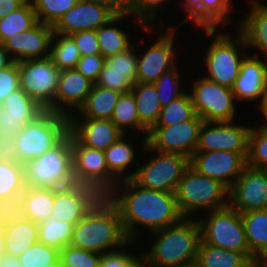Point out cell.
<instances>
[{
  "label": "cell",
  "instance_id": "6da1fadb",
  "mask_svg": "<svg viewBox=\"0 0 267 267\" xmlns=\"http://www.w3.org/2000/svg\"><path fill=\"white\" fill-rule=\"evenodd\" d=\"M106 197L118 209L124 232L132 242H137L139 226L152 233L183 218L175 193L146 189L132 179L118 182Z\"/></svg>",
  "mask_w": 267,
  "mask_h": 267
},
{
  "label": "cell",
  "instance_id": "7a4b0ae2",
  "mask_svg": "<svg viewBox=\"0 0 267 267\" xmlns=\"http://www.w3.org/2000/svg\"><path fill=\"white\" fill-rule=\"evenodd\" d=\"M120 213L116 206L102 196L85 216L74 226L70 245L96 253H108L130 247Z\"/></svg>",
  "mask_w": 267,
  "mask_h": 267
},
{
  "label": "cell",
  "instance_id": "3957f363",
  "mask_svg": "<svg viewBox=\"0 0 267 267\" xmlns=\"http://www.w3.org/2000/svg\"><path fill=\"white\" fill-rule=\"evenodd\" d=\"M150 235L156 241L141 253L144 267H178L196 261L201 240L197 218L183 217L178 223Z\"/></svg>",
  "mask_w": 267,
  "mask_h": 267
},
{
  "label": "cell",
  "instance_id": "277c9868",
  "mask_svg": "<svg viewBox=\"0 0 267 267\" xmlns=\"http://www.w3.org/2000/svg\"><path fill=\"white\" fill-rule=\"evenodd\" d=\"M217 28L201 27L212 39L203 61L207 69L204 77L232 89L240 72V65L247 56L242 52L247 48V44L239 30L232 37L231 34L218 32Z\"/></svg>",
  "mask_w": 267,
  "mask_h": 267
},
{
  "label": "cell",
  "instance_id": "5b68a950",
  "mask_svg": "<svg viewBox=\"0 0 267 267\" xmlns=\"http://www.w3.org/2000/svg\"><path fill=\"white\" fill-rule=\"evenodd\" d=\"M229 190L222 182L189 166L175 191L179 212L183 217L196 218L198 211L225 208L229 205Z\"/></svg>",
  "mask_w": 267,
  "mask_h": 267
},
{
  "label": "cell",
  "instance_id": "8992f818",
  "mask_svg": "<svg viewBox=\"0 0 267 267\" xmlns=\"http://www.w3.org/2000/svg\"><path fill=\"white\" fill-rule=\"evenodd\" d=\"M69 133V116L45 110L16 134L14 145L22 165L57 146Z\"/></svg>",
  "mask_w": 267,
  "mask_h": 267
},
{
  "label": "cell",
  "instance_id": "52a82bcc",
  "mask_svg": "<svg viewBox=\"0 0 267 267\" xmlns=\"http://www.w3.org/2000/svg\"><path fill=\"white\" fill-rule=\"evenodd\" d=\"M196 217L201 241L222 249L245 254L257 267L261 263L251 254L241 214L230 205Z\"/></svg>",
  "mask_w": 267,
  "mask_h": 267
},
{
  "label": "cell",
  "instance_id": "ba28073f",
  "mask_svg": "<svg viewBox=\"0 0 267 267\" xmlns=\"http://www.w3.org/2000/svg\"><path fill=\"white\" fill-rule=\"evenodd\" d=\"M25 186L61 188L74 184L71 133L42 156L24 164Z\"/></svg>",
  "mask_w": 267,
  "mask_h": 267
},
{
  "label": "cell",
  "instance_id": "9c48e42d",
  "mask_svg": "<svg viewBox=\"0 0 267 267\" xmlns=\"http://www.w3.org/2000/svg\"><path fill=\"white\" fill-rule=\"evenodd\" d=\"M141 146L143 151L154 154L145 163H139L132 180L146 189L175 193L179 181L190 166V159L180 154L155 151L147 144L146 137Z\"/></svg>",
  "mask_w": 267,
  "mask_h": 267
},
{
  "label": "cell",
  "instance_id": "30bf717a",
  "mask_svg": "<svg viewBox=\"0 0 267 267\" xmlns=\"http://www.w3.org/2000/svg\"><path fill=\"white\" fill-rule=\"evenodd\" d=\"M74 183L90 186L107 196L119 182L108 170L103 150L82 145L71 134Z\"/></svg>",
  "mask_w": 267,
  "mask_h": 267
},
{
  "label": "cell",
  "instance_id": "8fae6325",
  "mask_svg": "<svg viewBox=\"0 0 267 267\" xmlns=\"http://www.w3.org/2000/svg\"><path fill=\"white\" fill-rule=\"evenodd\" d=\"M189 92L195 113L204 122L235 121L236 106L232 89L206 79H195Z\"/></svg>",
  "mask_w": 267,
  "mask_h": 267
},
{
  "label": "cell",
  "instance_id": "7c38bea8",
  "mask_svg": "<svg viewBox=\"0 0 267 267\" xmlns=\"http://www.w3.org/2000/svg\"><path fill=\"white\" fill-rule=\"evenodd\" d=\"M20 88L47 110L55 100L60 70L49 57L18 61Z\"/></svg>",
  "mask_w": 267,
  "mask_h": 267
},
{
  "label": "cell",
  "instance_id": "4fadbf2b",
  "mask_svg": "<svg viewBox=\"0 0 267 267\" xmlns=\"http://www.w3.org/2000/svg\"><path fill=\"white\" fill-rule=\"evenodd\" d=\"M203 120L196 114L192 119L168 127H153L147 144L155 151L180 154L189 159L195 152Z\"/></svg>",
  "mask_w": 267,
  "mask_h": 267
},
{
  "label": "cell",
  "instance_id": "5bb4252c",
  "mask_svg": "<svg viewBox=\"0 0 267 267\" xmlns=\"http://www.w3.org/2000/svg\"><path fill=\"white\" fill-rule=\"evenodd\" d=\"M251 126L231 122H203L195 152L229 151L248 154V137Z\"/></svg>",
  "mask_w": 267,
  "mask_h": 267
},
{
  "label": "cell",
  "instance_id": "9a60e30c",
  "mask_svg": "<svg viewBox=\"0 0 267 267\" xmlns=\"http://www.w3.org/2000/svg\"><path fill=\"white\" fill-rule=\"evenodd\" d=\"M175 29L168 27L167 32L158 35L147 51L137 52V82L154 83L163 73L176 67Z\"/></svg>",
  "mask_w": 267,
  "mask_h": 267
},
{
  "label": "cell",
  "instance_id": "2e32d148",
  "mask_svg": "<svg viewBox=\"0 0 267 267\" xmlns=\"http://www.w3.org/2000/svg\"><path fill=\"white\" fill-rule=\"evenodd\" d=\"M229 205L240 214L267 209V176L246 165L229 190Z\"/></svg>",
  "mask_w": 267,
  "mask_h": 267
},
{
  "label": "cell",
  "instance_id": "e0dca14e",
  "mask_svg": "<svg viewBox=\"0 0 267 267\" xmlns=\"http://www.w3.org/2000/svg\"><path fill=\"white\" fill-rule=\"evenodd\" d=\"M190 166L199 174L218 180L230 189L242 174L246 158L229 151L194 152Z\"/></svg>",
  "mask_w": 267,
  "mask_h": 267
},
{
  "label": "cell",
  "instance_id": "ac0fdd59",
  "mask_svg": "<svg viewBox=\"0 0 267 267\" xmlns=\"http://www.w3.org/2000/svg\"><path fill=\"white\" fill-rule=\"evenodd\" d=\"M101 197L94 188L77 183L54 189L51 216L75 226Z\"/></svg>",
  "mask_w": 267,
  "mask_h": 267
},
{
  "label": "cell",
  "instance_id": "d6986e66",
  "mask_svg": "<svg viewBox=\"0 0 267 267\" xmlns=\"http://www.w3.org/2000/svg\"><path fill=\"white\" fill-rule=\"evenodd\" d=\"M53 34L52 25L38 22L30 30L9 38L3 45L14 62L43 59L50 55Z\"/></svg>",
  "mask_w": 267,
  "mask_h": 267
},
{
  "label": "cell",
  "instance_id": "ffe728a7",
  "mask_svg": "<svg viewBox=\"0 0 267 267\" xmlns=\"http://www.w3.org/2000/svg\"><path fill=\"white\" fill-rule=\"evenodd\" d=\"M93 85L76 69L61 70L54 103L47 110L70 116L84 104Z\"/></svg>",
  "mask_w": 267,
  "mask_h": 267
},
{
  "label": "cell",
  "instance_id": "44dd1931",
  "mask_svg": "<svg viewBox=\"0 0 267 267\" xmlns=\"http://www.w3.org/2000/svg\"><path fill=\"white\" fill-rule=\"evenodd\" d=\"M116 14L107 6L79 0L53 26L54 33L70 35L77 31L96 30L107 24Z\"/></svg>",
  "mask_w": 267,
  "mask_h": 267
},
{
  "label": "cell",
  "instance_id": "7402d4cb",
  "mask_svg": "<svg viewBox=\"0 0 267 267\" xmlns=\"http://www.w3.org/2000/svg\"><path fill=\"white\" fill-rule=\"evenodd\" d=\"M235 100L260 104L267 98V59L260 56H246L240 65V72L232 88Z\"/></svg>",
  "mask_w": 267,
  "mask_h": 267
},
{
  "label": "cell",
  "instance_id": "603a6c76",
  "mask_svg": "<svg viewBox=\"0 0 267 267\" xmlns=\"http://www.w3.org/2000/svg\"><path fill=\"white\" fill-rule=\"evenodd\" d=\"M69 132L82 145L103 151L124 135L111 120L92 118H69Z\"/></svg>",
  "mask_w": 267,
  "mask_h": 267
},
{
  "label": "cell",
  "instance_id": "cb8c5ba5",
  "mask_svg": "<svg viewBox=\"0 0 267 267\" xmlns=\"http://www.w3.org/2000/svg\"><path fill=\"white\" fill-rule=\"evenodd\" d=\"M182 5L186 19L193 21L197 28L224 27L232 23V17L228 16L232 10L229 0H184Z\"/></svg>",
  "mask_w": 267,
  "mask_h": 267
},
{
  "label": "cell",
  "instance_id": "d4e9b609",
  "mask_svg": "<svg viewBox=\"0 0 267 267\" xmlns=\"http://www.w3.org/2000/svg\"><path fill=\"white\" fill-rule=\"evenodd\" d=\"M250 13L240 20L239 31L245 38L247 48L258 50L254 53L259 57V52L267 59V4L259 0H250Z\"/></svg>",
  "mask_w": 267,
  "mask_h": 267
},
{
  "label": "cell",
  "instance_id": "484cf974",
  "mask_svg": "<svg viewBox=\"0 0 267 267\" xmlns=\"http://www.w3.org/2000/svg\"><path fill=\"white\" fill-rule=\"evenodd\" d=\"M120 95L118 91L94 84L84 104L69 118L110 120Z\"/></svg>",
  "mask_w": 267,
  "mask_h": 267
},
{
  "label": "cell",
  "instance_id": "4316f807",
  "mask_svg": "<svg viewBox=\"0 0 267 267\" xmlns=\"http://www.w3.org/2000/svg\"><path fill=\"white\" fill-rule=\"evenodd\" d=\"M125 136V134L121 136L104 151L108 170L119 182L132 179L140 163V161H134L136 150H134V145H131L128 142L129 139H126ZM132 165H135V170L127 172Z\"/></svg>",
  "mask_w": 267,
  "mask_h": 267
},
{
  "label": "cell",
  "instance_id": "83f0119b",
  "mask_svg": "<svg viewBox=\"0 0 267 267\" xmlns=\"http://www.w3.org/2000/svg\"><path fill=\"white\" fill-rule=\"evenodd\" d=\"M251 254L262 263L267 258V209L241 214Z\"/></svg>",
  "mask_w": 267,
  "mask_h": 267
},
{
  "label": "cell",
  "instance_id": "f1b7e54d",
  "mask_svg": "<svg viewBox=\"0 0 267 267\" xmlns=\"http://www.w3.org/2000/svg\"><path fill=\"white\" fill-rule=\"evenodd\" d=\"M5 254L20 256L38 242V224L23 217L16 223L3 227Z\"/></svg>",
  "mask_w": 267,
  "mask_h": 267
},
{
  "label": "cell",
  "instance_id": "f546056e",
  "mask_svg": "<svg viewBox=\"0 0 267 267\" xmlns=\"http://www.w3.org/2000/svg\"><path fill=\"white\" fill-rule=\"evenodd\" d=\"M196 263L200 267H257L245 254L222 249L200 240Z\"/></svg>",
  "mask_w": 267,
  "mask_h": 267
},
{
  "label": "cell",
  "instance_id": "4dcf8cb0",
  "mask_svg": "<svg viewBox=\"0 0 267 267\" xmlns=\"http://www.w3.org/2000/svg\"><path fill=\"white\" fill-rule=\"evenodd\" d=\"M128 16L131 17L129 13L116 15L107 24L96 29L100 53L105 59L126 51L134 44L124 30L115 27V23L118 24L129 18Z\"/></svg>",
  "mask_w": 267,
  "mask_h": 267
},
{
  "label": "cell",
  "instance_id": "1f68e13d",
  "mask_svg": "<svg viewBox=\"0 0 267 267\" xmlns=\"http://www.w3.org/2000/svg\"><path fill=\"white\" fill-rule=\"evenodd\" d=\"M131 92L136 101L140 123L150 131L157 123L162 109L155 85L136 82Z\"/></svg>",
  "mask_w": 267,
  "mask_h": 267
},
{
  "label": "cell",
  "instance_id": "d6a6232c",
  "mask_svg": "<svg viewBox=\"0 0 267 267\" xmlns=\"http://www.w3.org/2000/svg\"><path fill=\"white\" fill-rule=\"evenodd\" d=\"M54 204V189L25 187L23 214L25 218L39 224L51 216Z\"/></svg>",
  "mask_w": 267,
  "mask_h": 267
},
{
  "label": "cell",
  "instance_id": "836d02e7",
  "mask_svg": "<svg viewBox=\"0 0 267 267\" xmlns=\"http://www.w3.org/2000/svg\"><path fill=\"white\" fill-rule=\"evenodd\" d=\"M124 134L129 130L148 136L149 131L140 123L133 93H121L110 119Z\"/></svg>",
  "mask_w": 267,
  "mask_h": 267
},
{
  "label": "cell",
  "instance_id": "e575fe53",
  "mask_svg": "<svg viewBox=\"0 0 267 267\" xmlns=\"http://www.w3.org/2000/svg\"><path fill=\"white\" fill-rule=\"evenodd\" d=\"M38 23L31 1L0 19V43L4 44L16 34L28 31Z\"/></svg>",
  "mask_w": 267,
  "mask_h": 267
},
{
  "label": "cell",
  "instance_id": "d590c367",
  "mask_svg": "<svg viewBox=\"0 0 267 267\" xmlns=\"http://www.w3.org/2000/svg\"><path fill=\"white\" fill-rule=\"evenodd\" d=\"M73 230L72 223L50 216L38 224V241L60 251L70 245Z\"/></svg>",
  "mask_w": 267,
  "mask_h": 267
},
{
  "label": "cell",
  "instance_id": "8d00e7d4",
  "mask_svg": "<svg viewBox=\"0 0 267 267\" xmlns=\"http://www.w3.org/2000/svg\"><path fill=\"white\" fill-rule=\"evenodd\" d=\"M52 63L61 71L75 69L81 55L70 35L54 33L51 41L50 55Z\"/></svg>",
  "mask_w": 267,
  "mask_h": 267
},
{
  "label": "cell",
  "instance_id": "74e56055",
  "mask_svg": "<svg viewBox=\"0 0 267 267\" xmlns=\"http://www.w3.org/2000/svg\"><path fill=\"white\" fill-rule=\"evenodd\" d=\"M7 108L10 115L27 124L33 122L45 109L29 97L21 88L16 89L4 99L1 104Z\"/></svg>",
  "mask_w": 267,
  "mask_h": 267
},
{
  "label": "cell",
  "instance_id": "f35d334b",
  "mask_svg": "<svg viewBox=\"0 0 267 267\" xmlns=\"http://www.w3.org/2000/svg\"><path fill=\"white\" fill-rule=\"evenodd\" d=\"M196 115L189 92L162 107L154 127H168L192 119Z\"/></svg>",
  "mask_w": 267,
  "mask_h": 267
},
{
  "label": "cell",
  "instance_id": "ab89813d",
  "mask_svg": "<svg viewBox=\"0 0 267 267\" xmlns=\"http://www.w3.org/2000/svg\"><path fill=\"white\" fill-rule=\"evenodd\" d=\"M38 22L54 26L79 0H30Z\"/></svg>",
  "mask_w": 267,
  "mask_h": 267
},
{
  "label": "cell",
  "instance_id": "60d3db41",
  "mask_svg": "<svg viewBox=\"0 0 267 267\" xmlns=\"http://www.w3.org/2000/svg\"><path fill=\"white\" fill-rule=\"evenodd\" d=\"M24 165L0 162V199L25 189Z\"/></svg>",
  "mask_w": 267,
  "mask_h": 267
},
{
  "label": "cell",
  "instance_id": "b9f144b4",
  "mask_svg": "<svg viewBox=\"0 0 267 267\" xmlns=\"http://www.w3.org/2000/svg\"><path fill=\"white\" fill-rule=\"evenodd\" d=\"M136 82L137 71L110 70L104 65L95 84L120 93H127Z\"/></svg>",
  "mask_w": 267,
  "mask_h": 267
},
{
  "label": "cell",
  "instance_id": "7bdbcfd3",
  "mask_svg": "<svg viewBox=\"0 0 267 267\" xmlns=\"http://www.w3.org/2000/svg\"><path fill=\"white\" fill-rule=\"evenodd\" d=\"M155 89L162 107L167 106L171 101L184 95L186 92L180 90V77L178 66L163 73L155 82Z\"/></svg>",
  "mask_w": 267,
  "mask_h": 267
},
{
  "label": "cell",
  "instance_id": "ee69618b",
  "mask_svg": "<svg viewBox=\"0 0 267 267\" xmlns=\"http://www.w3.org/2000/svg\"><path fill=\"white\" fill-rule=\"evenodd\" d=\"M59 256V250L38 241L18 256V259L22 267H46Z\"/></svg>",
  "mask_w": 267,
  "mask_h": 267
},
{
  "label": "cell",
  "instance_id": "f6af8a7d",
  "mask_svg": "<svg viewBox=\"0 0 267 267\" xmlns=\"http://www.w3.org/2000/svg\"><path fill=\"white\" fill-rule=\"evenodd\" d=\"M165 1L167 0H138L128 11L132 17L137 18L140 20L139 22L143 25V28L146 29V31H151L153 28L151 22L157 21L159 25H163V21L161 18H159V11L164 8L162 5H164ZM169 1V0H168ZM162 7V8H161ZM160 19V20H159ZM150 23V24H149Z\"/></svg>",
  "mask_w": 267,
  "mask_h": 267
},
{
  "label": "cell",
  "instance_id": "bcb514c9",
  "mask_svg": "<svg viewBox=\"0 0 267 267\" xmlns=\"http://www.w3.org/2000/svg\"><path fill=\"white\" fill-rule=\"evenodd\" d=\"M267 164V132L251 127L246 165L262 168Z\"/></svg>",
  "mask_w": 267,
  "mask_h": 267
},
{
  "label": "cell",
  "instance_id": "7dc6e473",
  "mask_svg": "<svg viewBox=\"0 0 267 267\" xmlns=\"http://www.w3.org/2000/svg\"><path fill=\"white\" fill-rule=\"evenodd\" d=\"M101 253L65 246L60 250L63 267H100Z\"/></svg>",
  "mask_w": 267,
  "mask_h": 267
},
{
  "label": "cell",
  "instance_id": "c3c4849f",
  "mask_svg": "<svg viewBox=\"0 0 267 267\" xmlns=\"http://www.w3.org/2000/svg\"><path fill=\"white\" fill-rule=\"evenodd\" d=\"M25 189L0 199V227L16 223L24 217Z\"/></svg>",
  "mask_w": 267,
  "mask_h": 267
},
{
  "label": "cell",
  "instance_id": "681fc988",
  "mask_svg": "<svg viewBox=\"0 0 267 267\" xmlns=\"http://www.w3.org/2000/svg\"><path fill=\"white\" fill-rule=\"evenodd\" d=\"M100 267H144V263L141 254L133 256L132 253L125 252L123 247L120 250L103 253Z\"/></svg>",
  "mask_w": 267,
  "mask_h": 267
},
{
  "label": "cell",
  "instance_id": "f907efd6",
  "mask_svg": "<svg viewBox=\"0 0 267 267\" xmlns=\"http://www.w3.org/2000/svg\"><path fill=\"white\" fill-rule=\"evenodd\" d=\"M134 44L122 53L105 59V66L110 70L137 71V51Z\"/></svg>",
  "mask_w": 267,
  "mask_h": 267
},
{
  "label": "cell",
  "instance_id": "816d5d0a",
  "mask_svg": "<svg viewBox=\"0 0 267 267\" xmlns=\"http://www.w3.org/2000/svg\"><path fill=\"white\" fill-rule=\"evenodd\" d=\"M70 36L76 43L81 57L101 54L96 30L77 31Z\"/></svg>",
  "mask_w": 267,
  "mask_h": 267
},
{
  "label": "cell",
  "instance_id": "f5cc1de1",
  "mask_svg": "<svg viewBox=\"0 0 267 267\" xmlns=\"http://www.w3.org/2000/svg\"><path fill=\"white\" fill-rule=\"evenodd\" d=\"M104 64L105 58L101 54L82 56L75 69L95 84Z\"/></svg>",
  "mask_w": 267,
  "mask_h": 267
},
{
  "label": "cell",
  "instance_id": "db71d44e",
  "mask_svg": "<svg viewBox=\"0 0 267 267\" xmlns=\"http://www.w3.org/2000/svg\"><path fill=\"white\" fill-rule=\"evenodd\" d=\"M18 88H20L18 62H13L0 71V104Z\"/></svg>",
  "mask_w": 267,
  "mask_h": 267
},
{
  "label": "cell",
  "instance_id": "11a10c76",
  "mask_svg": "<svg viewBox=\"0 0 267 267\" xmlns=\"http://www.w3.org/2000/svg\"><path fill=\"white\" fill-rule=\"evenodd\" d=\"M25 123L21 118L9 114L7 108L0 104V138L14 139Z\"/></svg>",
  "mask_w": 267,
  "mask_h": 267
},
{
  "label": "cell",
  "instance_id": "9f6ffc18",
  "mask_svg": "<svg viewBox=\"0 0 267 267\" xmlns=\"http://www.w3.org/2000/svg\"><path fill=\"white\" fill-rule=\"evenodd\" d=\"M0 162H19L18 152L14 145V139L0 138Z\"/></svg>",
  "mask_w": 267,
  "mask_h": 267
},
{
  "label": "cell",
  "instance_id": "6f0895ef",
  "mask_svg": "<svg viewBox=\"0 0 267 267\" xmlns=\"http://www.w3.org/2000/svg\"><path fill=\"white\" fill-rule=\"evenodd\" d=\"M29 0H0V19L6 17Z\"/></svg>",
  "mask_w": 267,
  "mask_h": 267
},
{
  "label": "cell",
  "instance_id": "680465c9",
  "mask_svg": "<svg viewBox=\"0 0 267 267\" xmlns=\"http://www.w3.org/2000/svg\"><path fill=\"white\" fill-rule=\"evenodd\" d=\"M91 3H97L110 8L116 15L127 13V10L121 5L120 0H82Z\"/></svg>",
  "mask_w": 267,
  "mask_h": 267
},
{
  "label": "cell",
  "instance_id": "91938a15",
  "mask_svg": "<svg viewBox=\"0 0 267 267\" xmlns=\"http://www.w3.org/2000/svg\"><path fill=\"white\" fill-rule=\"evenodd\" d=\"M0 267H22L18 257L10 254H3L0 257Z\"/></svg>",
  "mask_w": 267,
  "mask_h": 267
},
{
  "label": "cell",
  "instance_id": "94428289",
  "mask_svg": "<svg viewBox=\"0 0 267 267\" xmlns=\"http://www.w3.org/2000/svg\"><path fill=\"white\" fill-rule=\"evenodd\" d=\"M14 61L11 59L8 50L0 43V71L10 66Z\"/></svg>",
  "mask_w": 267,
  "mask_h": 267
},
{
  "label": "cell",
  "instance_id": "6125c7cd",
  "mask_svg": "<svg viewBox=\"0 0 267 267\" xmlns=\"http://www.w3.org/2000/svg\"><path fill=\"white\" fill-rule=\"evenodd\" d=\"M258 110L263 114L265 119L264 124L258 125L256 128L267 132V98L264 99L260 104H257Z\"/></svg>",
  "mask_w": 267,
  "mask_h": 267
},
{
  "label": "cell",
  "instance_id": "be15d7a7",
  "mask_svg": "<svg viewBox=\"0 0 267 267\" xmlns=\"http://www.w3.org/2000/svg\"><path fill=\"white\" fill-rule=\"evenodd\" d=\"M5 254V237L3 228L0 227V257Z\"/></svg>",
  "mask_w": 267,
  "mask_h": 267
},
{
  "label": "cell",
  "instance_id": "e7e4bbea",
  "mask_svg": "<svg viewBox=\"0 0 267 267\" xmlns=\"http://www.w3.org/2000/svg\"><path fill=\"white\" fill-rule=\"evenodd\" d=\"M138 0H120L121 5L128 11Z\"/></svg>",
  "mask_w": 267,
  "mask_h": 267
},
{
  "label": "cell",
  "instance_id": "03108f58",
  "mask_svg": "<svg viewBox=\"0 0 267 267\" xmlns=\"http://www.w3.org/2000/svg\"><path fill=\"white\" fill-rule=\"evenodd\" d=\"M46 267H63L61 258L59 257L57 260L53 261L52 263H50Z\"/></svg>",
  "mask_w": 267,
  "mask_h": 267
},
{
  "label": "cell",
  "instance_id": "003e7915",
  "mask_svg": "<svg viewBox=\"0 0 267 267\" xmlns=\"http://www.w3.org/2000/svg\"><path fill=\"white\" fill-rule=\"evenodd\" d=\"M178 267H200V266L196 263V261H193L187 264L180 265Z\"/></svg>",
  "mask_w": 267,
  "mask_h": 267
},
{
  "label": "cell",
  "instance_id": "a7ac6f4b",
  "mask_svg": "<svg viewBox=\"0 0 267 267\" xmlns=\"http://www.w3.org/2000/svg\"><path fill=\"white\" fill-rule=\"evenodd\" d=\"M260 267H267V258L261 263Z\"/></svg>",
  "mask_w": 267,
  "mask_h": 267
},
{
  "label": "cell",
  "instance_id": "89a4df30",
  "mask_svg": "<svg viewBox=\"0 0 267 267\" xmlns=\"http://www.w3.org/2000/svg\"><path fill=\"white\" fill-rule=\"evenodd\" d=\"M261 169L265 172V174L267 176V164L265 166H263Z\"/></svg>",
  "mask_w": 267,
  "mask_h": 267
}]
</instances>
